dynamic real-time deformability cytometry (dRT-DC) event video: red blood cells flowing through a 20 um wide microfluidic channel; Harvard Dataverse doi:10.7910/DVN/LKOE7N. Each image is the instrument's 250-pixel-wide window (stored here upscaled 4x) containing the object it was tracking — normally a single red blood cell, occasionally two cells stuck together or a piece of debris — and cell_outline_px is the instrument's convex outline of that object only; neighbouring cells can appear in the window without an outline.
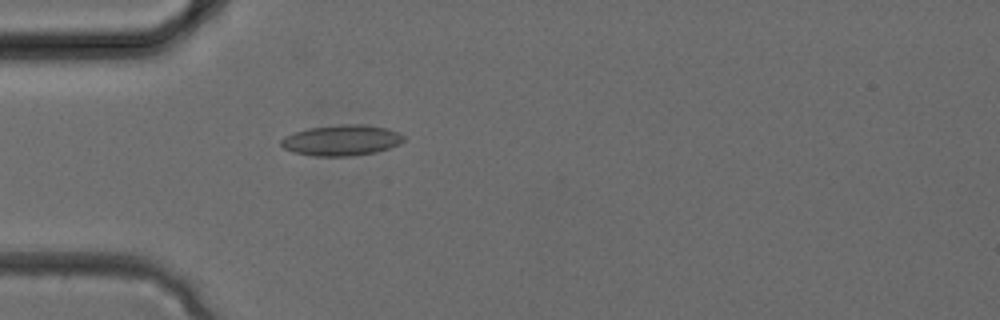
{"species": "common noctule bat (a hibernating species)", "species_latin": "Nyctalus noctula", "temperature_condition": "cold", "stored_images_in_passage": 33, "camera_frame_rate_fps": 3000, "um_per_image_px": 0.085, "animal": {"sex": "female", "body_mass_g": 24.6, "forearm_length_mm": 56.2}, "frame": {"image": 1, "passage_image": 10, "time_ms": 3.0, "image_size_px": [1000, 320], "cell_outline_px": [[404, 140], [400, 144], [376, 152], [352, 156], [316, 156], [292, 152], [284, 148], [280, 144], [280, 140], [284, 136], [308, 128], [340, 124], [364, 124], [388, 128], [400, 132], [404, 136]], "centroid_in_image_um": [29.05, 11.92], "position_along_channel_um": 56.0, "area_um2": 22.14}}
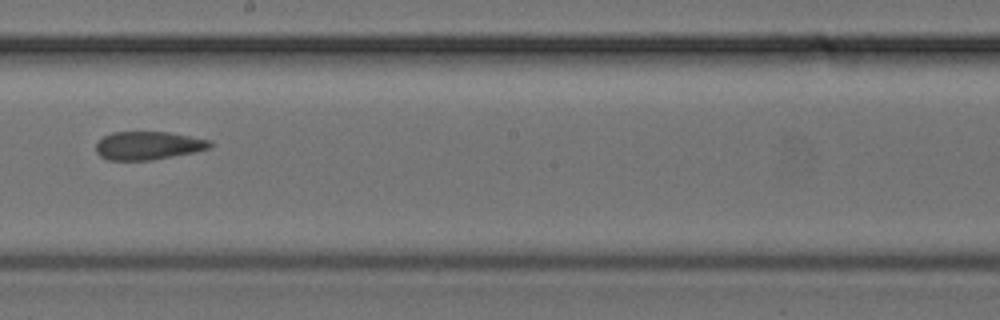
{"frame": {"image": 2, "passage_image": 19, "time_ms": 6.0, "image_size_px": [1000, 320], "cell_outline_px": [[212, 144], [208, 148], [196, 152], [152, 160], [108, 160], [100, 156], [96, 152], [96, 144], [104, 136], [112, 132], [168, 132], [212, 140]], "centroid_in_image_um": [12.6, 12.37], "position_along_channel_um": 235.6, "area_um2": 18.79}}
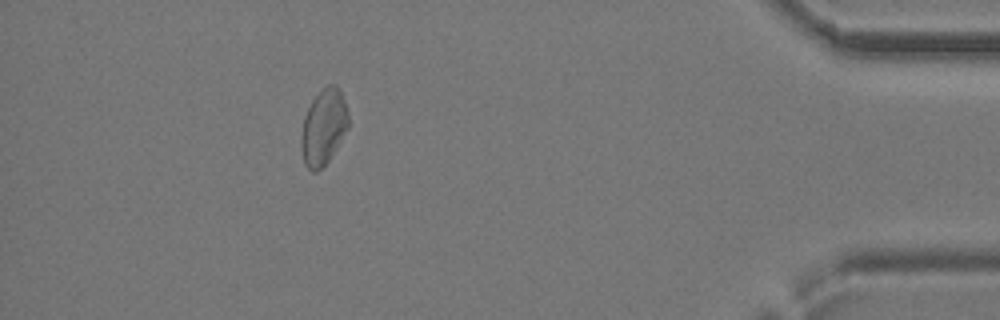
{"frame": {"image": 3, "passage_image": 30, "time_ms": 9.667, "image_size_px": [1000, 320], "cell_outline_px": [[348, 128], [324, 168], [316, 172], [312, 172], [304, 164], [300, 148], [300, 136], [304, 116], [312, 100], [328, 84], [336, 84], [340, 88], [348, 112]], "centroid_in_image_um": [27.49, 10.84], "position_along_channel_um": 407.7, "area_um2": 21.04}}